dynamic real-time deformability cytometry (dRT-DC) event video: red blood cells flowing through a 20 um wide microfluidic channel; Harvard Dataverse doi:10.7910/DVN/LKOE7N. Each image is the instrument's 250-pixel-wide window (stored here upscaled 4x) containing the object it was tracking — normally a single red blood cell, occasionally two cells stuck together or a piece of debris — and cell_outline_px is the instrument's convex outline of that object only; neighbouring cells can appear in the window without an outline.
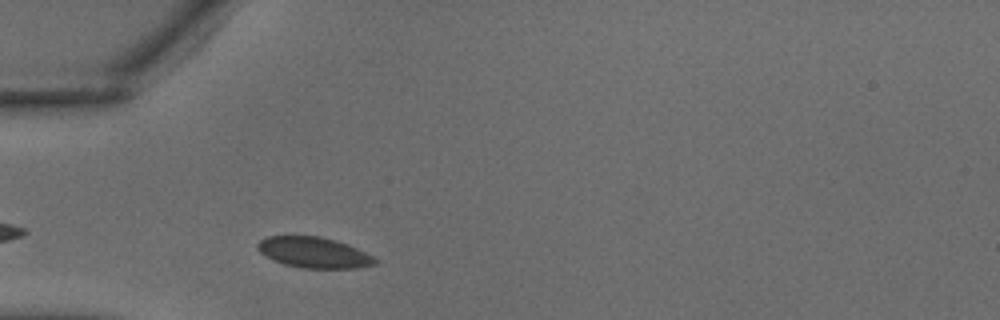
{"species": "common noctule bat (a hibernating species)", "species_latin": "Nyctalus noctula", "temperature_condition": "warm", "stored_images_in_passage": 27, "camera_frame_rate_fps": 3000, "um_per_image_px": 0.085, "animal": {"sex": "male", "body_mass_g": 18.8}, "frame": {"image": 1, "passage_image": 2, "time_ms": 0.333, "image_size_px": [1000, 320], "cell_outline_px": [[380, 260], [376, 264], [356, 268], [300, 268], [284, 264], [272, 260], [264, 256], [256, 248], [256, 244], [260, 240], [268, 236], [320, 236], [336, 240], [356, 248]], "centroid_in_image_um": [26.65, 21.47], "position_along_channel_um": 58.4, "area_um2": 21.15}}
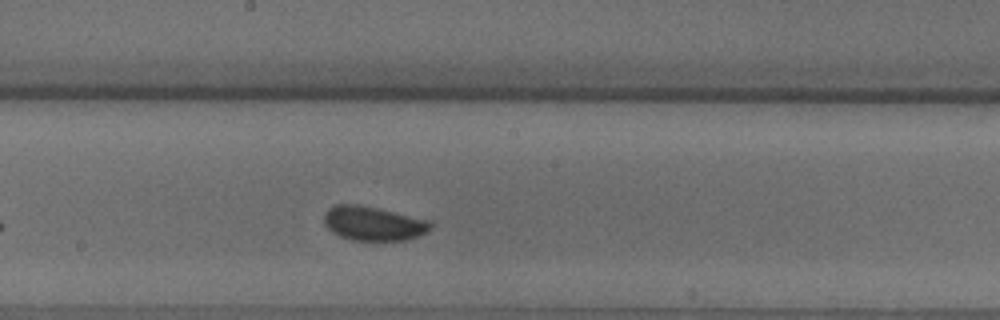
{"frame": {"image": 2, "passage_image": 11, "time_ms": 3.333, "image_size_px": [1000, 320], "cell_outline_px": [[436, 224], [428, 232], [404, 240], [352, 240], [340, 236], [332, 232], [324, 224], [324, 212], [328, 208], [336, 204], [360, 204], [432, 220]], "centroid_in_image_um": [31.77, 18.98], "position_along_channel_um": 216.4, "area_um2": 21.56}}
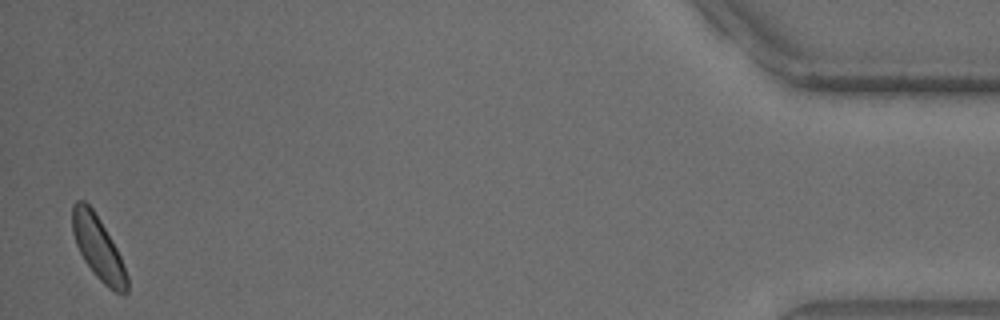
{"frame": {"image": 3, "passage_image": 27, "time_ms": 8.667, "image_size_px": [1000, 320], "cell_outline_px": [[128, 292], [116, 292], [108, 288], [92, 272], [84, 260], [76, 244], [72, 232], [72, 204], [76, 200], [84, 200], [92, 208], [100, 220], [116, 248], [120, 256], [128, 276]], "centroid_in_image_um": [8.33, 21.06], "position_along_channel_um": 426.9, "area_um2": 20.0}}